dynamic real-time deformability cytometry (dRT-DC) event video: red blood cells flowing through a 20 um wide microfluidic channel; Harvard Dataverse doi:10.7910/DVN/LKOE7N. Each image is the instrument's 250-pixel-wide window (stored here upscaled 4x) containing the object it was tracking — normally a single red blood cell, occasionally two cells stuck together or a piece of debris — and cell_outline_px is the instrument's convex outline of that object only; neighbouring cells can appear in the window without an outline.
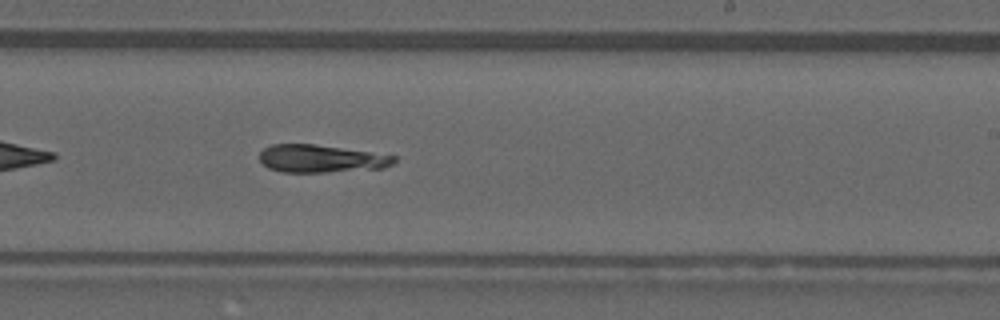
{"species": "common noctule bat (a hibernating species)", "species_latin": "Nyctalus noctula", "temperature_condition": "warm", "stored_images_in_passage": 26, "camera_frame_rate_fps": 3000, "um_per_image_px": 0.085, "animal": {"sex": "male", "forearm_length_mm": 52.5}, "frame": {"image": 1, "passage_image": 12, "time_ms": 3.667, "image_size_px": [1000, 320], "cell_outline_px": [[396, 160], [392, 164], [384, 168], [324, 172], [280, 172], [268, 168], [260, 160], [260, 152], [264, 148], [272, 144], [312, 144], [396, 156]], "centroid_in_image_um": [27.25, 13.49], "position_along_channel_um": 261.7, "area_um2": 21.44}}
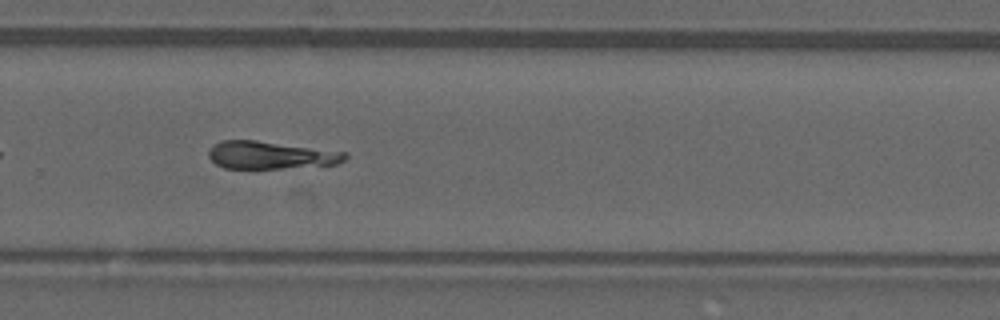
{"frame": {"image": 2, "passage_image": 15, "time_ms": 4.667, "image_size_px": [1000, 320], "cell_outline_px": [[348, 156], [344, 160], [336, 164], [280, 168], [224, 168], [216, 164], [208, 156], [208, 152], [212, 144], [220, 140], [256, 140], [348, 152]], "centroid_in_image_um": [22.98, 13.17], "position_along_channel_um": 306.8, "area_um2": 21.96}}